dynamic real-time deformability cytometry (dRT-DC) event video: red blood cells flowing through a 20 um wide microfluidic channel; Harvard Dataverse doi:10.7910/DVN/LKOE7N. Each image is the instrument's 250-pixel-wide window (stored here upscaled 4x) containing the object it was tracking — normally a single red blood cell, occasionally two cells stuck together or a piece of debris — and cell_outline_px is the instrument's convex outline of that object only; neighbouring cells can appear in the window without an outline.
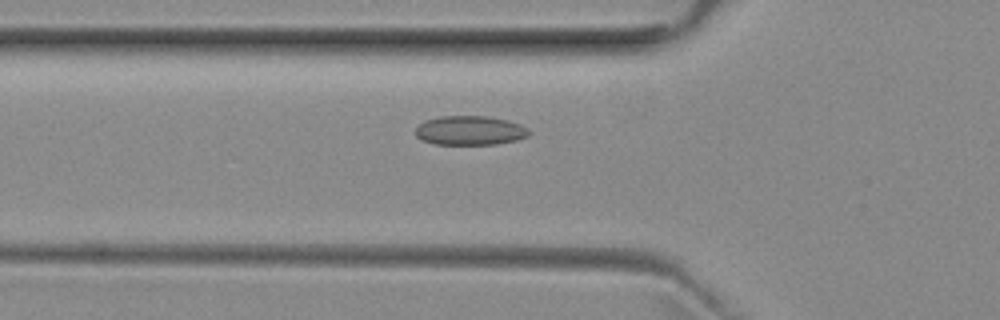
{"species": "common noctule bat (a hibernating species)", "species_latin": "Nyctalus noctula", "temperature_condition": "room temperature", "stored_images_in_passage": 16, "camera_frame_rate_fps": 3000, "um_per_image_px": 0.085, "animal": {"sex": "female", "body_mass_g": 29.2, "forearm_length_mm": 56.3}, "frame": {"image": 1, "passage_image": 2, "time_ms": 0.333, "image_size_px": [1000, 320], "cell_outline_px": [[532, 132], [528, 136], [516, 140], [496, 144], [432, 144], [416, 136], [416, 128], [424, 120], [440, 116], [484, 116], [508, 120], [520, 124], [528, 128]], "centroid_in_image_um": [39.97, 11.09], "position_along_channel_um": 85.8, "area_um2": 19.36}}
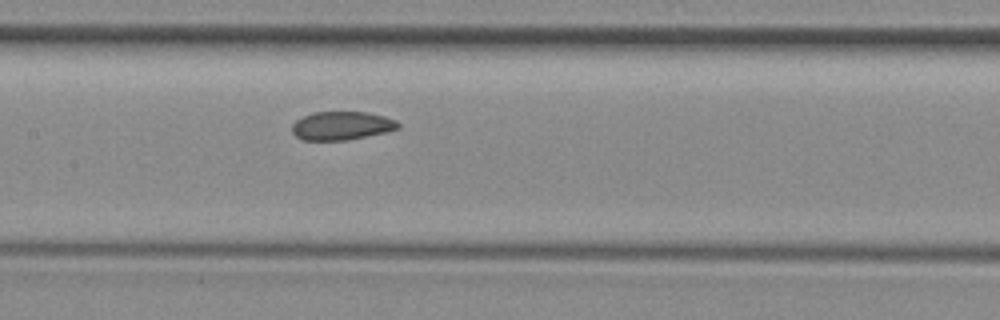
{"frame": {"image": 2, "passage_image": 9, "time_ms": 2.667, "image_size_px": [1000, 320], "cell_outline_px": [[400, 128], [388, 132], [348, 140], [300, 140], [292, 132], [292, 124], [296, 120], [312, 112], [368, 112], [384, 116], [396, 120], [400, 124]], "centroid_in_image_um": [29.06, 10.69], "position_along_channel_um": 178.3, "area_um2": 17.8}}
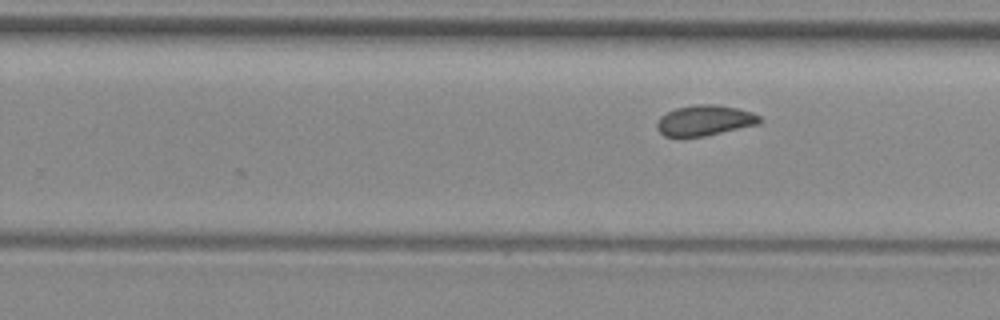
{"frame": {"image": 3, "passage_image": 16, "time_ms": 5.0, "image_size_px": [1000, 320], "cell_outline_px": [[760, 124], [704, 136], [664, 136], [656, 128], [656, 124], [660, 116], [676, 108], [696, 104], [716, 104], [736, 108], [752, 112], [760, 116]], "centroid_in_image_um": [59.9, 10.23], "position_along_channel_um": 269.9, "area_um2": 18.15}}